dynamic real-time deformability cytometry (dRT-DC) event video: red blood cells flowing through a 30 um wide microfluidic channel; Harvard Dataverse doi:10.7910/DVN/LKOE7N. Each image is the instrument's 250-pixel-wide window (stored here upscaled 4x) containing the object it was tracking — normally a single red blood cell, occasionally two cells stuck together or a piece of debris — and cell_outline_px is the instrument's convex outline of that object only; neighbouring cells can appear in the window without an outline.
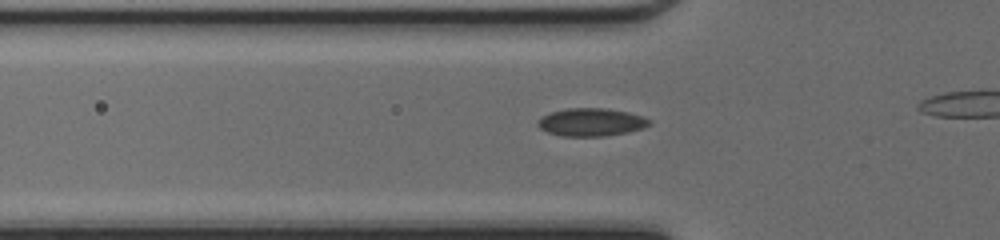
{"species": "common noctule bat (a hibernating species)", "species_latin": "Nyctalus noctula", "temperature_condition": "cold", "stored_images_in_passage": 17, "camera_frame_rate_fps": 3000, "um_per_image_px": 0.085, "animal": {"sex": "female", "body_mass_g": 17.0, "forearm_length_mm": 48.0}, "frame": {"image": 1, "passage_image": 12, "time_ms": 3.667, "image_size_px": [1000, 240], "cell_outline_px": [[652, 124], [644, 128], [628, 132], [604, 136], [560, 136], [548, 132], [540, 128], [536, 124], [536, 120], [540, 116], [548, 112], [568, 108], [604, 108], [628, 112], [644, 116], [652, 120]], "centroid_in_image_um": [50.24, 10.38], "position_along_channel_um": 75.6, "area_um2": 18.5}}
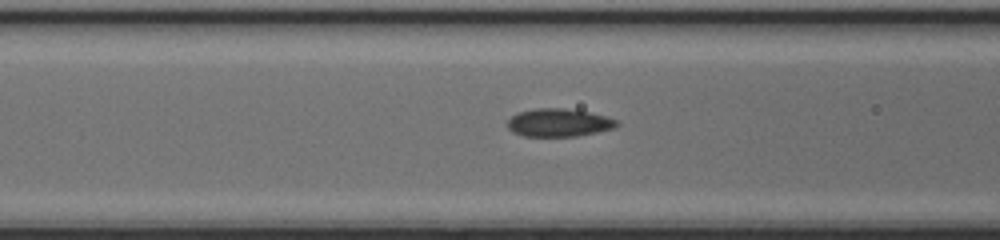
{"frame": {"image": 2, "passage_image": 15, "time_ms": 4.667, "image_size_px": [1000, 240], "cell_outline_px": [[620, 124], [616, 128], [576, 136], [524, 136], [512, 132], [508, 128], [508, 120], [512, 116], [520, 112], [536, 108], [564, 108], [588, 112], [604, 116], [616, 120]], "centroid_in_image_um": [47.5, 10.43], "position_along_channel_um": 119.1, "area_um2": 17.69}}